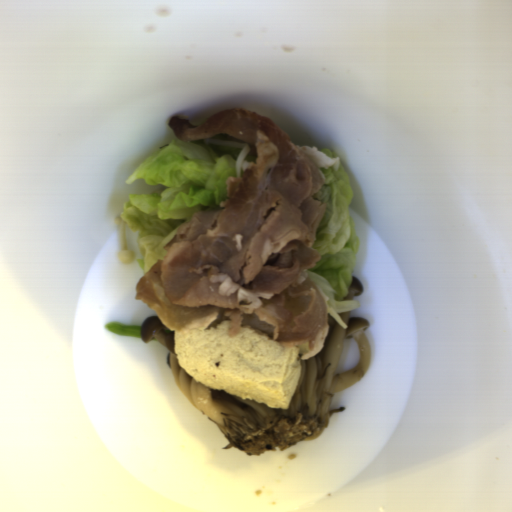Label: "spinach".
I'll list each match as a JSON object with an SVG mask.
<instances>
[{
	"mask_svg": "<svg viewBox=\"0 0 512 512\" xmlns=\"http://www.w3.org/2000/svg\"><path fill=\"white\" fill-rule=\"evenodd\" d=\"M105 329L116 335L142 338V325H124L119 322H107Z\"/></svg>",
	"mask_w": 512,
	"mask_h": 512,
	"instance_id": "obj_1",
	"label": "spinach"
}]
</instances>
